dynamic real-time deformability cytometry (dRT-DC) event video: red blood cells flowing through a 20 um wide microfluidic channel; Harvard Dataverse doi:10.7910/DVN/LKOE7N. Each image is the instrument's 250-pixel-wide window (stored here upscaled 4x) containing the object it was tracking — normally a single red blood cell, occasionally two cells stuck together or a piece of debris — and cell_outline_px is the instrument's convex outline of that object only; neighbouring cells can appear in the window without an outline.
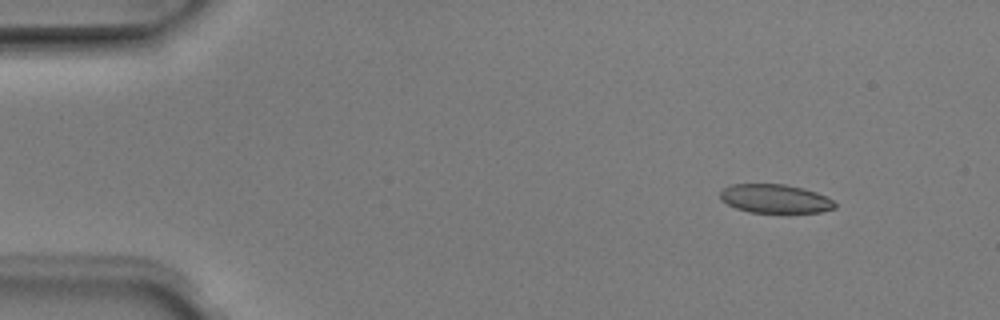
{"species": "Egyptian fruit bat (a non-hibernating species)", "species_latin": "Rousettus aegyptiacus", "temperature_condition": "room temperature", "stored_images_in_passage": 7, "camera_frame_rate_fps": 3000, "um_per_image_px": 0.085, "animal": {"sex": "male"}, "frame": {"image": 1, "passage_image": 2, "time_ms": 0.333, "image_size_px": [1000, 320], "cell_outline_px": [[836, 208], [820, 212], [788, 216], [748, 212], [736, 208], [720, 200], [720, 192], [724, 188], [732, 184], [784, 184], [804, 188], [816, 192], [832, 200], [836, 204]], "centroid_in_image_um": [65.91, 16.95], "position_along_channel_um": 19.1, "area_um2": 20.17}}
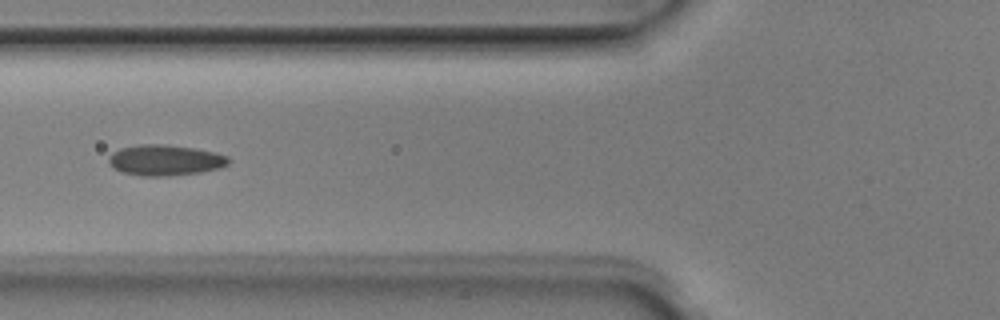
{"frame": {"image": 2, "passage_image": 6, "time_ms": 1.667, "image_size_px": [1000, 320], "cell_outline_px": [[232, 160], [228, 164], [220, 168], [200, 172], [168, 176], [144, 176], [120, 172], [112, 168], [108, 164], [108, 156], [112, 152], [120, 148], [140, 144], [168, 144], [196, 148], [216, 152], [228, 156]], "centroid_in_image_um": [14.03, 13.61], "position_along_channel_um": 111.8, "area_um2": 21.91}}
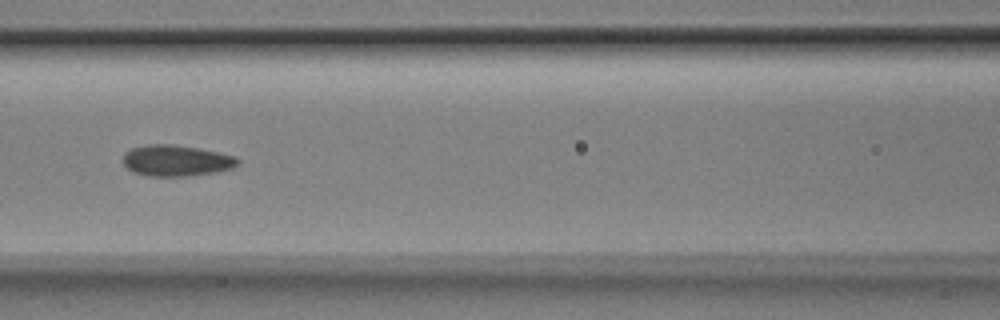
{"frame": {"image": 3, "passage_image": 7, "time_ms": 2.0, "image_size_px": [1000, 320], "cell_outline_px": [[240, 164], [232, 168], [216, 172], [192, 176], [148, 176], [132, 172], [124, 164], [124, 152], [132, 148], [148, 144], [172, 144], [200, 148], [236, 156], [240, 160]], "centroid_in_image_um": [15.01, 13.65], "position_along_channel_um": 151.6, "area_um2": 21.04}}